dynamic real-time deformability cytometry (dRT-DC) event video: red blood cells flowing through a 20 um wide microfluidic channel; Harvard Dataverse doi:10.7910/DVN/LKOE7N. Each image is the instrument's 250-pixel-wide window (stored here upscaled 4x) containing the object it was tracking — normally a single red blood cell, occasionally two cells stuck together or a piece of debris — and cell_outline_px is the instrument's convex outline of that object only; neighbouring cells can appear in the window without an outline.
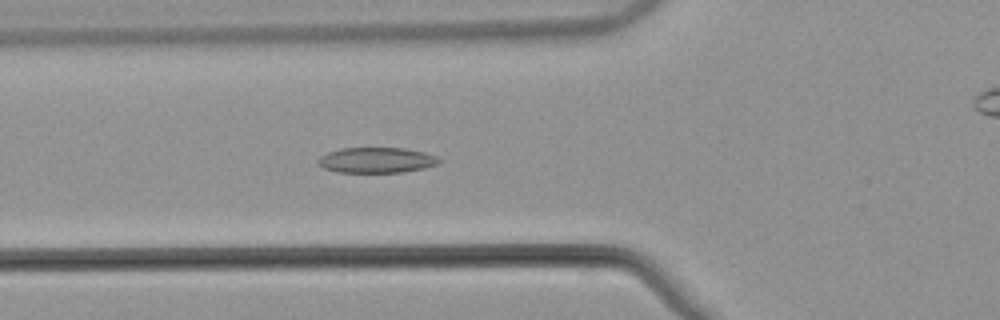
{"species": "common noctule bat (a hibernating species)", "species_latin": "Nyctalus noctula", "temperature_condition": "warm", "stored_images_in_passage": 41, "camera_frame_rate_fps": 3000, "um_per_image_px": 0.085, "animal": {"sex": "male", "body_mass_g": 21.5, "forearm_length_mm": 52.0}, "frame": {"image": 1, "passage_image": 6, "time_ms": 1.667, "image_size_px": [1000, 320], "cell_outline_px": [[444, 160], [436, 164], [424, 168], [404, 172], [336, 172], [324, 168], [316, 164], [316, 160], [320, 156], [328, 152], [340, 148], [404, 148], [424, 152], [436, 156]], "centroid_in_image_um": [31.98, 13.61], "position_along_channel_um": 93.8, "area_um2": 18.09}}
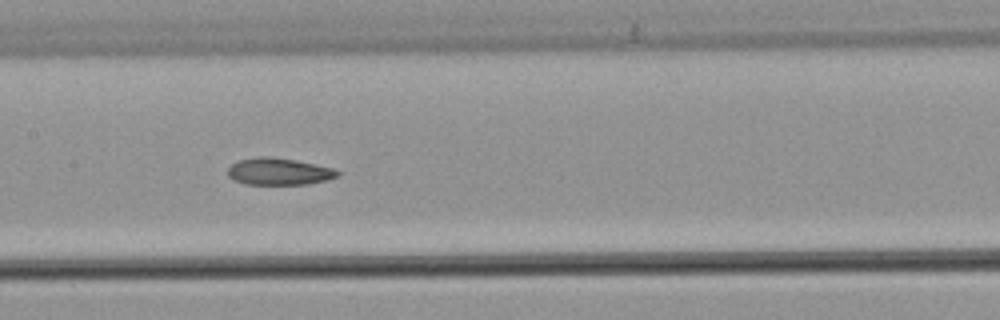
{"frame": {"image": 2, "passage_image": 13, "time_ms": 4.0, "image_size_px": [1000, 320], "cell_outline_px": [[340, 176], [328, 180], [308, 184], [244, 184], [232, 180], [228, 176], [228, 168], [232, 164], [240, 160], [260, 156], [268, 156], [296, 160], [316, 164], [332, 168], [340, 172]], "centroid_in_image_um": [23.72, 14.58], "position_along_channel_um": 183.7, "area_um2": 17.34}}
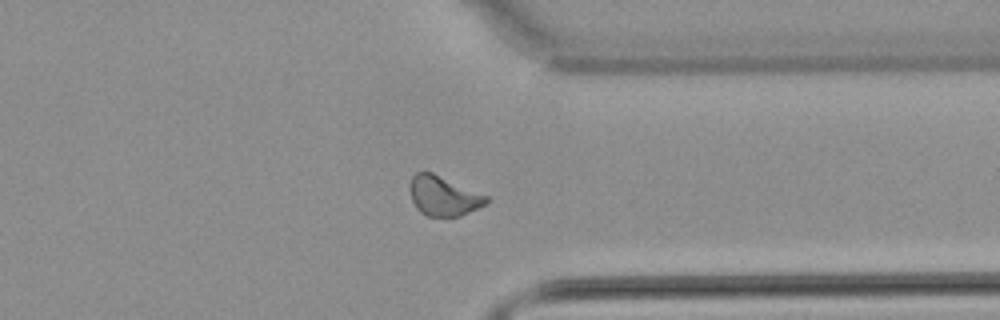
{"frame": {"image": 3, "passage_image": 28, "time_ms": 9.0, "image_size_px": [1000, 320], "cell_outline_px": [[488, 204], [460, 216], [428, 216], [420, 212], [416, 208], [412, 200], [408, 184], [412, 176], [416, 172], [432, 172], [488, 196]], "centroid_in_image_um": [37.68, 16.65], "position_along_channel_um": 373.7, "area_um2": 17.74}, "authors_computed_cell_mechanics": {"area_um2": 17.7446, "velocity_mm_per_s": 3.8427, "shape_relaxation_time_tau1_ms": null, "shape_relaxation_time_tau2_ms": 4.9045, "deformation_change_tau1": null, "deformation_change_tau2": 0.1182}}